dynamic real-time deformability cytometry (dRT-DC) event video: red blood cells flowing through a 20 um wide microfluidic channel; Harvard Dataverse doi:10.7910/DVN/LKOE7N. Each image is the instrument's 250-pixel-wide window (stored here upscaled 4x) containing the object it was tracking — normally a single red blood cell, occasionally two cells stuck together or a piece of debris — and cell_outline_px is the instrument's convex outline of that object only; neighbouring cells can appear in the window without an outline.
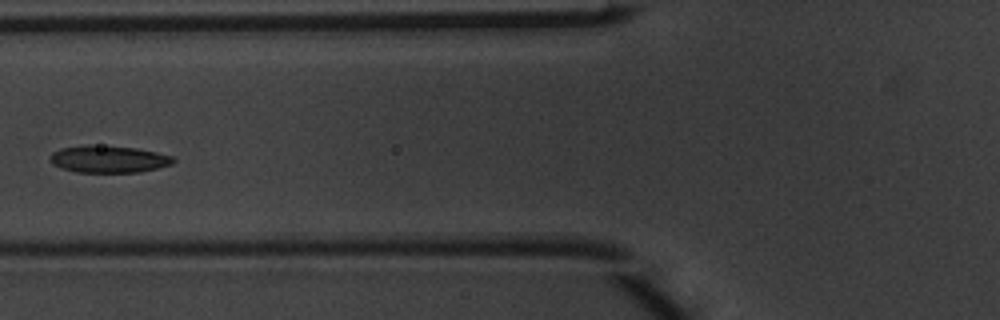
{"species": "common noctule bat (a hibernating species)", "species_latin": "Nyctalus noctula", "temperature_condition": "warm", "stored_images_in_passage": 7, "camera_frame_rate_fps": 3000, "um_per_image_px": 0.085, "animal": {"sex": "male", "body_mass_g": 20.1, "forearm_length_mm": 53.5}, "frame": {"image": 1, "passage_image": 6, "time_ms": 1.667, "image_size_px": [1000, 320], "cell_outline_px": [[176, 160], [172, 164], [140, 172], [76, 172], [60, 168], [52, 164], [48, 160], [48, 156], [52, 152], [60, 148], [88, 144], [136, 148], [156, 152], [172, 156]], "centroid_in_image_um": [9.16, 13.52], "position_along_channel_um": 116.6, "area_um2": 19.65}}
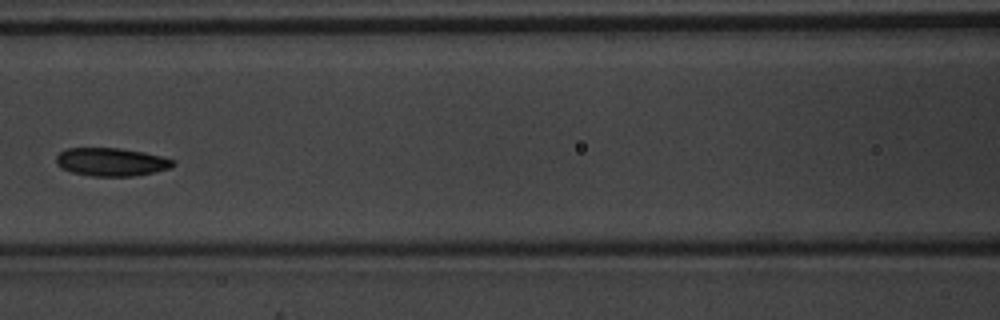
{"frame": {"image": 2, "passage_image": 7, "time_ms": 2.0, "image_size_px": [1000, 320], "cell_outline_px": [[176, 164], [168, 168], [156, 172], [132, 176], [92, 176], [72, 172], [60, 168], [56, 164], [56, 156], [60, 152], [68, 148], [120, 148], [144, 152], [176, 160]], "centroid_in_image_um": [9.46, 13.76], "position_along_channel_um": 157.1, "area_um2": 19.25}}